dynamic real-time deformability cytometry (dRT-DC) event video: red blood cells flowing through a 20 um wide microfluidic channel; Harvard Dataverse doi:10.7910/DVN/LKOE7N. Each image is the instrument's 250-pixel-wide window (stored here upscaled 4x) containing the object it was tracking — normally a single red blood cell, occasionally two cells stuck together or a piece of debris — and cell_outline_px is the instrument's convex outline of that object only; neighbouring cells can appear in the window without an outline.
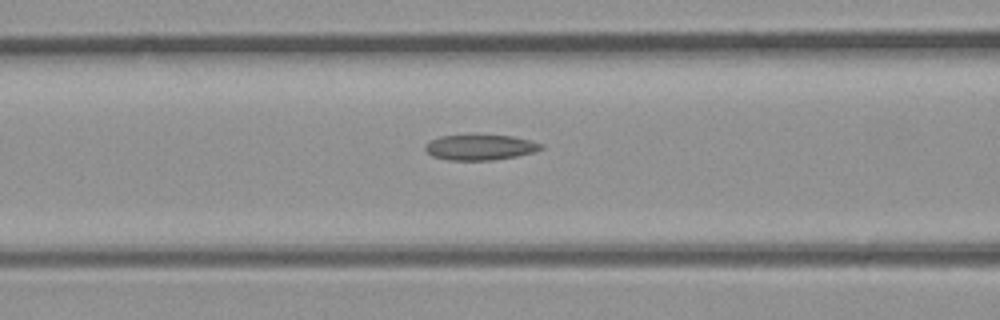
{"species": "common noctule bat (a hibernating species)", "species_latin": "Nyctalus noctula", "temperature_condition": "room temperature", "stored_images_in_passage": 29, "camera_frame_rate_fps": 3000, "um_per_image_px": 0.085, "animal": {"sex": "male", "body_mass_g": 23.1, "forearm_length_mm": 52.7}, "frame": {"image": 1, "passage_image": 15, "time_ms": 4.667, "image_size_px": [1000, 320], "cell_outline_px": [[544, 148], [536, 152], [516, 156], [492, 160], [448, 160], [432, 156], [424, 148], [432, 140], [440, 136], [512, 136], [532, 140], [544, 144]], "centroid_in_image_um": [40.89, 12.54], "position_along_channel_um": 125.7, "area_um2": 16.94}}
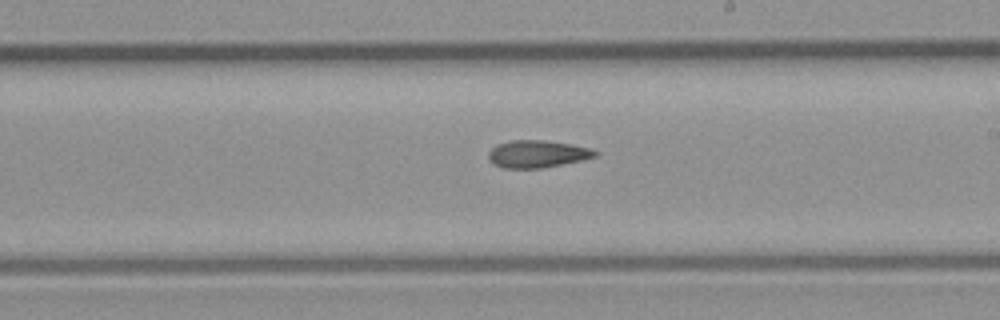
{"frame": {"image": 2, "passage_image": 21, "time_ms": 6.667, "image_size_px": [1000, 320], "cell_outline_px": [[600, 152], [596, 156], [580, 160], [544, 168], [504, 168], [492, 164], [488, 156], [488, 152], [496, 144], [512, 140], [544, 140], [592, 148]], "centroid_in_image_um": [45.65, 13.08], "position_along_channel_um": 243.3, "area_um2": 16.99}}
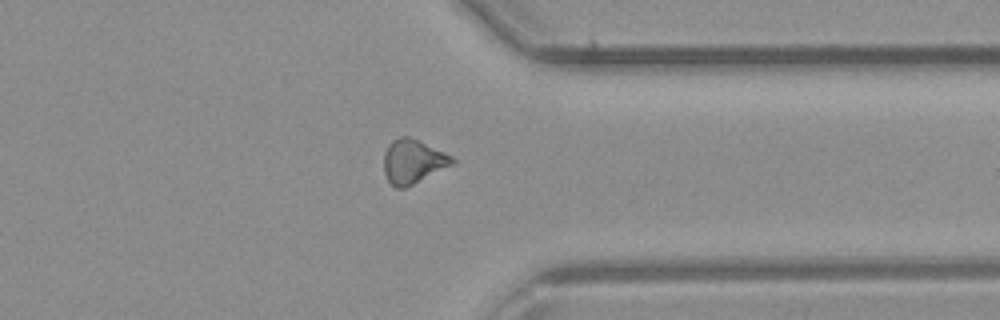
{"frame": {"image": 3, "passage_image": 28, "time_ms": 9.0, "image_size_px": [1000, 320], "cell_outline_px": [[456, 164], [404, 188], [396, 188], [388, 180], [384, 172], [384, 152], [388, 144], [392, 140], [400, 136], [408, 136], [444, 152], [452, 156], [456, 160]], "centroid_in_image_um": [35.11, 13.72], "position_along_channel_um": 376.3, "area_um2": 17.57}}